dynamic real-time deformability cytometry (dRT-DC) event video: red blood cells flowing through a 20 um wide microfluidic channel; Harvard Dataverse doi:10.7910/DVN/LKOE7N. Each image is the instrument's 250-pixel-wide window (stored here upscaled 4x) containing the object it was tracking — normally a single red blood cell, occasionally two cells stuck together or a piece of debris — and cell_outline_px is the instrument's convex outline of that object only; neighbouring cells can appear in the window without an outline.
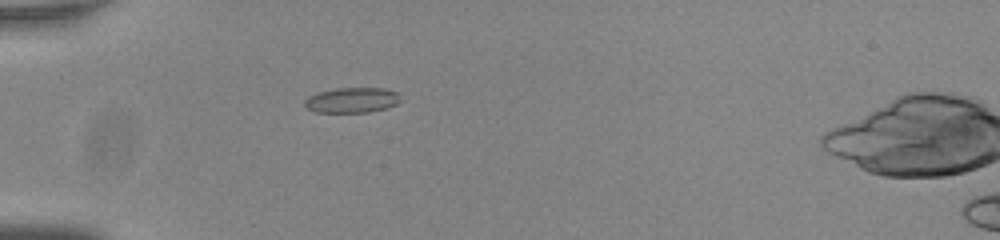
{"species": "common noctule bat (a hibernating species)", "species_latin": "Nyctalus noctula", "temperature_condition": "room temperature", "stored_images_in_passage": 39, "camera_frame_rate_fps": 3000, "um_per_image_px": 0.085, "animal": {"sex": "male", "body_mass_g": 20.0, "forearm_length_mm": 53.3}, "frame": {"image": 1, "passage_image": 2, "time_ms": 0.333, "image_size_px": [1000, 240], "cell_outline_px": [[400, 100], [396, 104], [384, 108], [368, 112], [316, 112], [308, 108], [304, 104], [304, 100], [308, 96], [320, 92], [336, 88], [384, 88], [400, 92]], "centroid_in_image_um": [29.94, 8.5], "position_along_channel_um": 55.1, "area_um2": 14.05}}
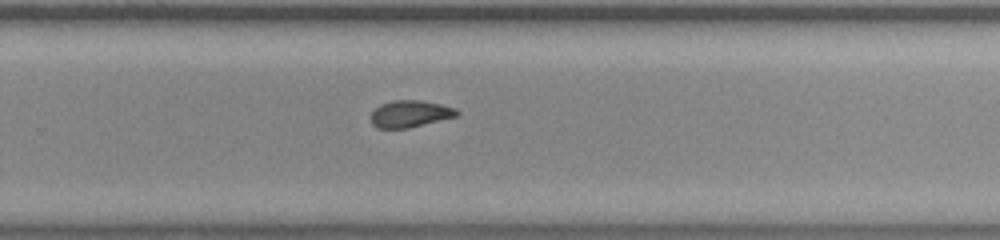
{"frame": {"image": 2, "passage_image": 22, "time_ms": 7.0, "image_size_px": [1000, 240], "cell_outline_px": [[460, 112], [456, 116], [408, 128], [376, 128], [372, 124], [372, 112], [380, 104], [392, 100], [420, 100], [440, 104], [456, 108]], "centroid_in_image_um": [34.85, 9.67], "position_along_channel_um": 295.0, "area_um2": 13.35}}
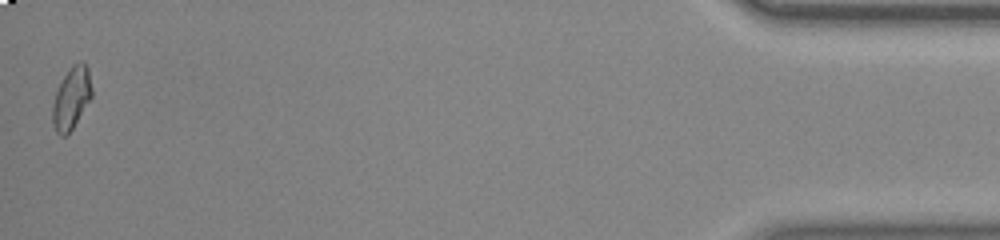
{"frame": {"image": 3, "passage_image": 39, "time_ms": 12.667, "image_size_px": [1000, 240], "cell_outline_px": [[92, 96], [68, 136], [60, 136], [56, 132], [52, 124], [52, 104], [56, 92], [64, 76], [72, 64], [80, 60], [84, 60], [88, 68], [92, 88]], "centroid_in_image_um": [6.07, 8.34], "position_along_channel_um": 429.1, "area_um2": 14.39}, "authors_computed_cell_mechanics": {"area_um2": 13.872, "velocity_mm_per_s": 3.8128, "shape_relaxation_time_tau1_ms": null, "shape_relaxation_time_tau2_ms": 1.5585, "deformation_change_tau1": null, "deformation_change_tau2": 0.064}}